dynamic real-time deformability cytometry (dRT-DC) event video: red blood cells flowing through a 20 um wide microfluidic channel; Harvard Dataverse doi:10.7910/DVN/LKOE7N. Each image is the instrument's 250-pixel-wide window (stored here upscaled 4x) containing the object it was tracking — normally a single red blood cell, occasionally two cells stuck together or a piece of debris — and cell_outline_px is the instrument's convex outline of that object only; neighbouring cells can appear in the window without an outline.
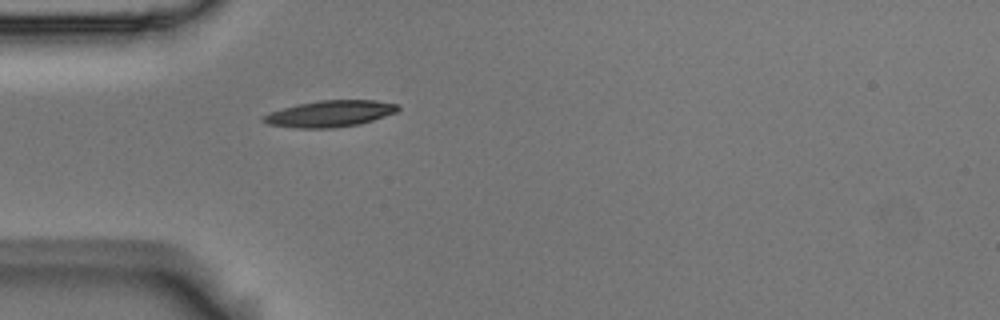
{"species": "Egyptian fruit bat (a non-hibernating species)", "species_latin": "Rousettus aegyptiacus", "temperature_condition": "room temperature", "stored_images_in_passage": 1, "camera_frame_rate_fps": 3000, "um_per_image_px": 0.085, "animal": {"sex": "male"}, "frame": {"image": 1, "passage_image": 1, "time_ms": 0.0, "image_size_px": [1000, 320], "cell_outline_px": [[400, 108], [396, 112], [360, 124], [332, 128], [296, 128], [268, 124], [260, 120], [268, 112], [300, 104], [320, 100], [376, 100], [396, 104]], "centroid_in_image_um": [28.03, 9.67], "position_along_channel_um": 57.0, "area_um2": 20.52}}